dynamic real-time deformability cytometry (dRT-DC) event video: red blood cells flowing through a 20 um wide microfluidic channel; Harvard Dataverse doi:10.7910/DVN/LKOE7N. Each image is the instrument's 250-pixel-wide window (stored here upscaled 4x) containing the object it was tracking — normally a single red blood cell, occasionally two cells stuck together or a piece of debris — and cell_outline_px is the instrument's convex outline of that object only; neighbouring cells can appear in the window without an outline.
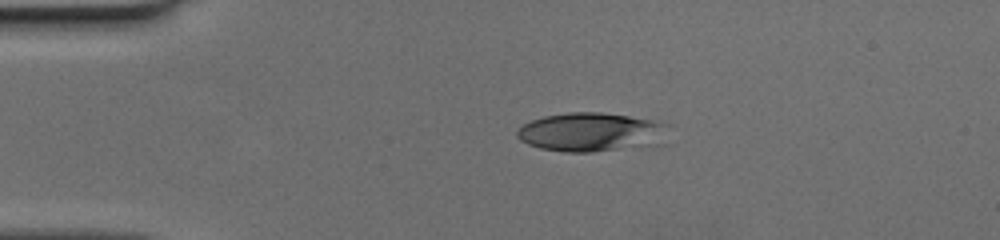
{"species": "human", "species_latin": "Homo sapiens", "temperature_condition": "cold", "stored_images_in_passage": 40, "camera_frame_rate_fps": 3000, "um_per_image_px": 0.085, "donor": {"sex": "female"}, "frame": {"image": 1, "passage_image": 1, "time_ms": 0.0, "image_size_px": [1000, 240], "cell_outline_px": [[672, 124], [668, 144], [652, 148], [592, 152], [564, 152], [540, 148], [528, 144], [520, 140], [516, 136], [516, 132], [524, 124], [532, 120], [544, 116], [568, 112], [600, 112], [660, 120]], "centroid_in_image_um": [50.51, 11.26], "position_along_channel_um": 34.5, "area_um2": 36.18}}
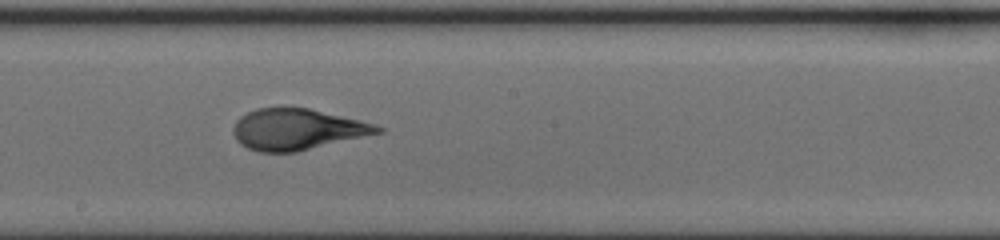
{"frame": {"image": 2, "passage_image": 18, "time_ms": 5.667, "image_size_px": [1000, 240], "cell_outline_px": [[384, 132], [296, 152], [260, 152], [248, 148], [240, 144], [236, 140], [232, 132], [232, 128], [236, 120], [240, 116], [256, 108], [308, 108], [360, 120], [376, 124], [384, 128]], "centroid_in_image_um": [25.25, 11.0], "position_along_channel_um": 222.9, "area_um2": 34.56}}
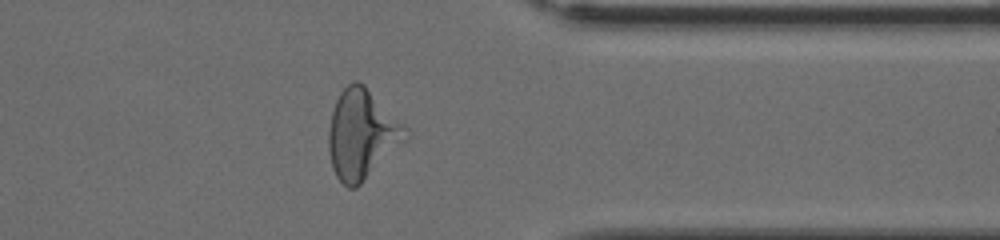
{"frame": {"image": 3, "passage_image": 30, "time_ms": 9.667, "image_size_px": [1000, 240], "cell_outline_px": [[408, 136], [356, 188], [348, 188], [336, 176], [332, 168], [328, 152], [328, 132], [332, 112], [336, 100], [340, 92], [352, 80], [356, 80], [364, 84], [408, 128]], "centroid_in_image_um": [30.72, 11.39], "position_along_channel_um": 380.7, "area_um2": 39.54}}